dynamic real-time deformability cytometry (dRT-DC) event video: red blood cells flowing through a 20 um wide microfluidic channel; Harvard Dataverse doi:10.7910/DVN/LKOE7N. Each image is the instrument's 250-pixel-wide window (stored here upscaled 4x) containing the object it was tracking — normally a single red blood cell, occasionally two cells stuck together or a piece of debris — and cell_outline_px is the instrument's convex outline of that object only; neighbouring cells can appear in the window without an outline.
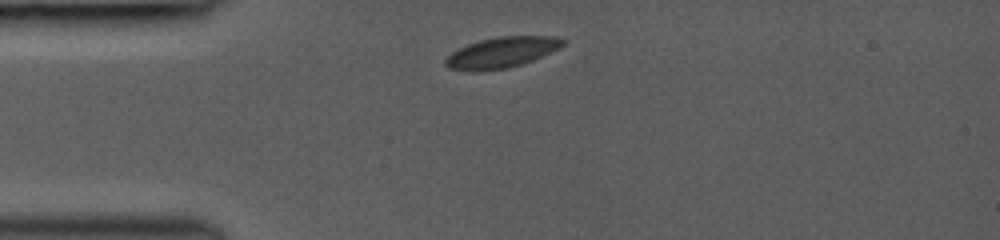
{"species": "common noctule bat (a hibernating species)", "species_latin": "Nyctalus noctula", "temperature_condition": "room temperature", "stored_images_in_passage": 31, "camera_frame_rate_fps": 3000, "um_per_image_px": 0.085, "animal": {"sex": "female", "body_mass_g": 19.0, "forearm_length_mm": 53.3}, "frame": {"image": 1, "passage_image": 1, "time_ms": 0.0, "image_size_px": [1000, 240], "cell_outline_px": [[564, 44], [532, 60], [508, 68], [480, 72], [472, 72], [448, 68], [444, 64], [444, 60], [452, 52], [468, 44], [480, 40], [496, 36], [556, 36], [564, 40]], "centroid_in_image_um": [42.56, 4.47], "position_along_channel_um": 42.4, "area_um2": 20.87}}
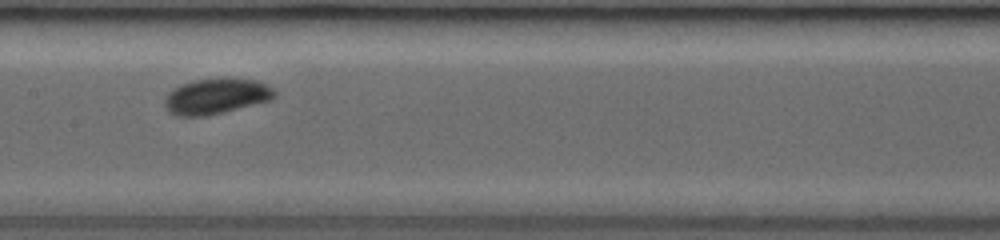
{"frame": {"image": 2, "passage_image": 13, "time_ms": 4.0, "image_size_px": [1000, 240], "cell_outline_px": [[276, 96], [272, 100], [208, 116], [176, 116], [168, 112], [164, 108], [164, 100], [168, 92], [172, 88], [180, 84], [196, 80], [256, 80], [272, 88], [276, 92]], "centroid_in_image_um": [18.32, 8.22], "position_along_channel_um": 189.1, "area_um2": 22.54}}
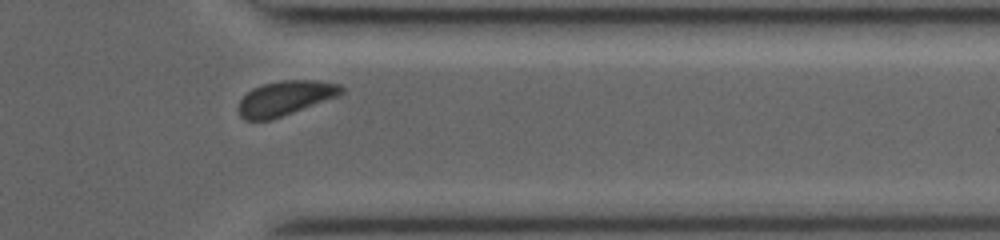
{"frame": {"image": 3, "passage_image": 27, "time_ms": 8.667, "image_size_px": [1000, 240], "cell_outline_px": [[344, 92], [336, 96], [292, 112], [268, 120], [244, 120], [240, 116], [236, 108], [240, 100], [252, 88], [264, 84], [280, 80], [316, 80], [340, 84], [344, 88]], "centroid_in_image_um": [24.2, 8.33], "position_along_channel_um": 387.2, "area_um2": 20.46}, "authors_computed_cell_mechanics": {"area_um2": 21.4438, "velocity_mm_per_s": 4.2217, "shape_relaxation_time_tau1_ms": 3.8536, "shape_relaxation_time_tau2_ms": null, "deformation_change_tau1": 0.0848, "deformation_change_tau2": null}}